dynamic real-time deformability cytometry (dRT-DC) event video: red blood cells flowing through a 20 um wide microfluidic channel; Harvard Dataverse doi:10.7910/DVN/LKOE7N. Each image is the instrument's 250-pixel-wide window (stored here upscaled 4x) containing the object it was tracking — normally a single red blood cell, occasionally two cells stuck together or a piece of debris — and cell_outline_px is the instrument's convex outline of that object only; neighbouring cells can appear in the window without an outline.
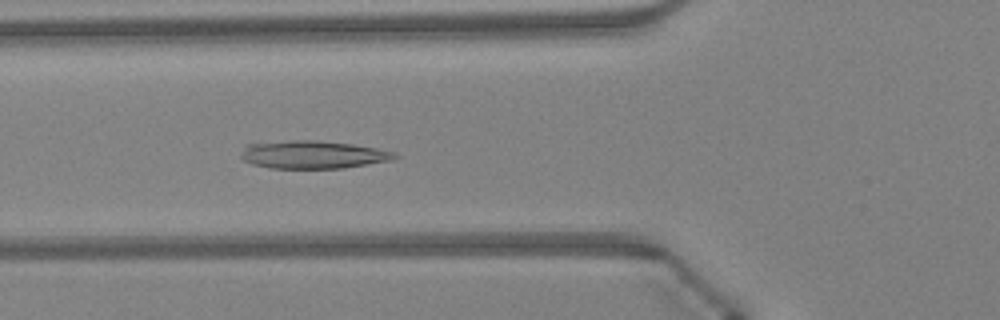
{"species": "Egyptian fruit bat (a non-hibernating species)", "species_latin": "Rousettus aegyptiacus", "temperature_condition": "warm", "stored_images_in_passage": 49, "camera_frame_rate_fps": 3000, "um_per_image_px": 0.085, "animal": {"sex": "female"}, "frame": {"image": 1, "passage_image": 17, "time_ms": 5.333, "image_size_px": [1000, 320], "cell_outline_px": [[400, 156], [392, 160], [344, 168], [268, 168], [252, 164], [244, 160], [240, 156], [244, 144], [292, 140], [316, 140], [352, 144], [376, 148], [396, 152]], "centroid_in_image_um": [26.59, 13.14], "position_along_channel_um": 99.2, "area_um2": 25.14}}
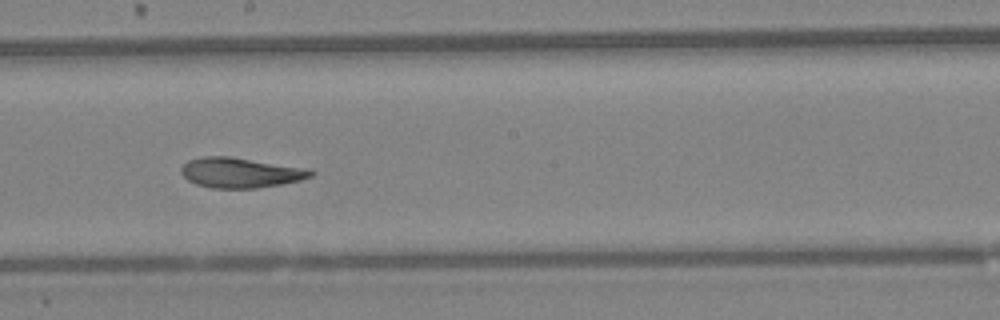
{"frame": {"image": 2, "passage_image": 26, "time_ms": 8.333, "image_size_px": [1000, 320], "cell_outline_px": [[316, 172], [312, 176], [300, 180], [280, 184], [256, 188], [212, 188], [196, 184], [188, 180], [180, 172], [180, 168], [188, 160], [204, 156], [232, 156], [312, 168]], "centroid_in_image_um": [20.49, 14.66], "position_along_channel_um": 227.7, "area_um2": 23.12}}
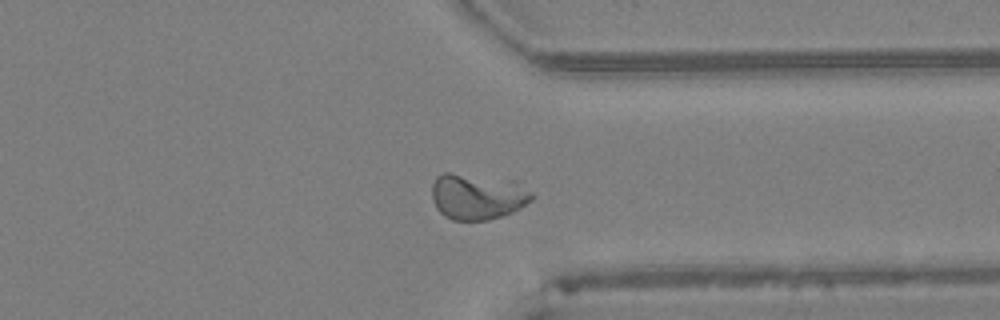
{"frame": {"image": 3, "passage_image": 36, "time_ms": 11.667, "image_size_px": [1000, 320], "cell_outline_px": [[532, 200], [520, 208], [512, 212], [488, 220], [452, 220], [444, 216], [436, 208], [432, 200], [432, 184], [436, 176], [444, 172], [448, 172], [516, 180], [532, 192]], "centroid_in_image_um": [40.57, 16.69], "position_along_channel_um": 370.8, "area_um2": 27.05}, "authors_computed_cell_mechanics": {"area_um2": 23.12, "velocity_mm_per_s": 4.2948, "shape_relaxation_time_tau1_ms": 10.2358, "shape_relaxation_time_tau2_ms": 2.0479, "deformation_change_tau1": 0.2457, "deformation_change_tau2": 0.0556}}